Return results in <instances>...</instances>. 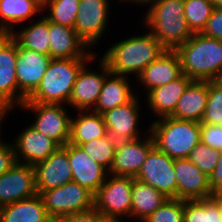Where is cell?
<instances>
[{
    "mask_svg": "<svg viewBox=\"0 0 222 222\" xmlns=\"http://www.w3.org/2000/svg\"><path fill=\"white\" fill-rule=\"evenodd\" d=\"M166 49L149 31L145 35L132 36L116 42L101 58L111 73L137 76Z\"/></svg>",
    "mask_w": 222,
    "mask_h": 222,
    "instance_id": "6da1fadb",
    "label": "cell"
},
{
    "mask_svg": "<svg viewBox=\"0 0 222 222\" xmlns=\"http://www.w3.org/2000/svg\"><path fill=\"white\" fill-rule=\"evenodd\" d=\"M175 51L187 77L193 81L217 80L222 69V41L195 33Z\"/></svg>",
    "mask_w": 222,
    "mask_h": 222,
    "instance_id": "7a4b0ae2",
    "label": "cell"
},
{
    "mask_svg": "<svg viewBox=\"0 0 222 222\" xmlns=\"http://www.w3.org/2000/svg\"><path fill=\"white\" fill-rule=\"evenodd\" d=\"M147 11L144 24L166 50H176L193 35L184 18V0H155Z\"/></svg>",
    "mask_w": 222,
    "mask_h": 222,
    "instance_id": "3957f363",
    "label": "cell"
},
{
    "mask_svg": "<svg viewBox=\"0 0 222 222\" xmlns=\"http://www.w3.org/2000/svg\"><path fill=\"white\" fill-rule=\"evenodd\" d=\"M94 58H52L37 88L25 102L68 104L79 71Z\"/></svg>",
    "mask_w": 222,
    "mask_h": 222,
    "instance_id": "277c9868",
    "label": "cell"
},
{
    "mask_svg": "<svg viewBox=\"0 0 222 222\" xmlns=\"http://www.w3.org/2000/svg\"><path fill=\"white\" fill-rule=\"evenodd\" d=\"M201 124L172 116L160 118L150 125L155 146L172 159L188 158L190 151L201 141Z\"/></svg>",
    "mask_w": 222,
    "mask_h": 222,
    "instance_id": "5b68a950",
    "label": "cell"
},
{
    "mask_svg": "<svg viewBox=\"0 0 222 222\" xmlns=\"http://www.w3.org/2000/svg\"><path fill=\"white\" fill-rule=\"evenodd\" d=\"M46 212L51 218L89 211L94 208V195L78 183L71 181L63 186L37 191Z\"/></svg>",
    "mask_w": 222,
    "mask_h": 222,
    "instance_id": "8992f818",
    "label": "cell"
},
{
    "mask_svg": "<svg viewBox=\"0 0 222 222\" xmlns=\"http://www.w3.org/2000/svg\"><path fill=\"white\" fill-rule=\"evenodd\" d=\"M110 176L107 175L94 195V209L103 219H120L125 215L130 217L133 177Z\"/></svg>",
    "mask_w": 222,
    "mask_h": 222,
    "instance_id": "52a82bcc",
    "label": "cell"
},
{
    "mask_svg": "<svg viewBox=\"0 0 222 222\" xmlns=\"http://www.w3.org/2000/svg\"><path fill=\"white\" fill-rule=\"evenodd\" d=\"M22 109L33 110L36 114L32 127L50 137L59 146H64L70 139L71 117L62 104L24 102Z\"/></svg>",
    "mask_w": 222,
    "mask_h": 222,
    "instance_id": "ba28073f",
    "label": "cell"
},
{
    "mask_svg": "<svg viewBox=\"0 0 222 222\" xmlns=\"http://www.w3.org/2000/svg\"><path fill=\"white\" fill-rule=\"evenodd\" d=\"M174 161L154 146L143 162L136 179L154 187L168 198H177Z\"/></svg>",
    "mask_w": 222,
    "mask_h": 222,
    "instance_id": "9c48e42d",
    "label": "cell"
},
{
    "mask_svg": "<svg viewBox=\"0 0 222 222\" xmlns=\"http://www.w3.org/2000/svg\"><path fill=\"white\" fill-rule=\"evenodd\" d=\"M150 133V134H149ZM149 137L140 140L117 141L114 161L109 175L136 178L148 153L155 146L153 135L148 130Z\"/></svg>",
    "mask_w": 222,
    "mask_h": 222,
    "instance_id": "30bf717a",
    "label": "cell"
},
{
    "mask_svg": "<svg viewBox=\"0 0 222 222\" xmlns=\"http://www.w3.org/2000/svg\"><path fill=\"white\" fill-rule=\"evenodd\" d=\"M108 9V0L79 1L74 30L89 48L98 42L106 30Z\"/></svg>",
    "mask_w": 222,
    "mask_h": 222,
    "instance_id": "8fae6325",
    "label": "cell"
},
{
    "mask_svg": "<svg viewBox=\"0 0 222 222\" xmlns=\"http://www.w3.org/2000/svg\"><path fill=\"white\" fill-rule=\"evenodd\" d=\"M51 59L49 55L21 48L18 45L16 77L19 88V107L37 88Z\"/></svg>",
    "mask_w": 222,
    "mask_h": 222,
    "instance_id": "7c38bea8",
    "label": "cell"
},
{
    "mask_svg": "<svg viewBox=\"0 0 222 222\" xmlns=\"http://www.w3.org/2000/svg\"><path fill=\"white\" fill-rule=\"evenodd\" d=\"M37 191L51 190L73 180L68 160V143L59 146L47 159L33 166Z\"/></svg>",
    "mask_w": 222,
    "mask_h": 222,
    "instance_id": "4fadbf2b",
    "label": "cell"
},
{
    "mask_svg": "<svg viewBox=\"0 0 222 222\" xmlns=\"http://www.w3.org/2000/svg\"><path fill=\"white\" fill-rule=\"evenodd\" d=\"M36 194L33 166L16 162L11 169L0 175V207Z\"/></svg>",
    "mask_w": 222,
    "mask_h": 222,
    "instance_id": "5bb4252c",
    "label": "cell"
},
{
    "mask_svg": "<svg viewBox=\"0 0 222 222\" xmlns=\"http://www.w3.org/2000/svg\"><path fill=\"white\" fill-rule=\"evenodd\" d=\"M100 60L102 73L89 71L90 68L88 69L86 64L79 71L68 101V105L78 111L92 110L98 101L105 77L110 73L107 64L101 58Z\"/></svg>",
    "mask_w": 222,
    "mask_h": 222,
    "instance_id": "9a60e30c",
    "label": "cell"
},
{
    "mask_svg": "<svg viewBox=\"0 0 222 222\" xmlns=\"http://www.w3.org/2000/svg\"><path fill=\"white\" fill-rule=\"evenodd\" d=\"M174 171L177 181V199L196 200L212 196L209 176L188 158L175 159Z\"/></svg>",
    "mask_w": 222,
    "mask_h": 222,
    "instance_id": "2e32d148",
    "label": "cell"
},
{
    "mask_svg": "<svg viewBox=\"0 0 222 222\" xmlns=\"http://www.w3.org/2000/svg\"><path fill=\"white\" fill-rule=\"evenodd\" d=\"M68 160L74 182L95 195L105 181L108 171L94 161L80 146L68 142Z\"/></svg>",
    "mask_w": 222,
    "mask_h": 222,
    "instance_id": "e0dca14e",
    "label": "cell"
},
{
    "mask_svg": "<svg viewBox=\"0 0 222 222\" xmlns=\"http://www.w3.org/2000/svg\"><path fill=\"white\" fill-rule=\"evenodd\" d=\"M12 144L16 161L30 166L44 161L59 147L50 137L35 130L31 125L19 133Z\"/></svg>",
    "mask_w": 222,
    "mask_h": 222,
    "instance_id": "ac0fdd59",
    "label": "cell"
},
{
    "mask_svg": "<svg viewBox=\"0 0 222 222\" xmlns=\"http://www.w3.org/2000/svg\"><path fill=\"white\" fill-rule=\"evenodd\" d=\"M17 55V41L10 34H0V97L19 107Z\"/></svg>",
    "mask_w": 222,
    "mask_h": 222,
    "instance_id": "d6986e66",
    "label": "cell"
},
{
    "mask_svg": "<svg viewBox=\"0 0 222 222\" xmlns=\"http://www.w3.org/2000/svg\"><path fill=\"white\" fill-rule=\"evenodd\" d=\"M139 98L135 96L130 102L117 106L102 114L108 135L116 141L139 138Z\"/></svg>",
    "mask_w": 222,
    "mask_h": 222,
    "instance_id": "ffe728a7",
    "label": "cell"
},
{
    "mask_svg": "<svg viewBox=\"0 0 222 222\" xmlns=\"http://www.w3.org/2000/svg\"><path fill=\"white\" fill-rule=\"evenodd\" d=\"M50 57L55 59L93 58L94 53L76 34L74 28L49 21Z\"/></svg>",
    "mask_w": 222,
    "mask_h": 222,
    "instance_id": "44dd1931",
    "label": "cell"
},
{
    "mask_svg": "<svg viewBox=\"0 0 222 222\" xmlns=\"http://www.w3.org/2000/svg\"><path fill=\"white\" fill-rule=\"evenodd\" d=\"M182 72L181 61L175 50H166L155 61L151 62L138 76L140 83L151 89L168 84L178 79Z\"/></svg>",
    "mask_w": 222,
    "mask_h": 222,
    "instance_id": "7402d4cb",
    "label": "cell"
},
{
    "mask_svg": "<svg viewBox=\"0 0 222 222\" xmlns=\"http://www.w3.org/2000/svg\"><path fill=\"white\" fill-rule=\"evenodd\" d=\"M192 82L193 80L183 73L178 79L151 89L147 92L150 110L159 115V118L171 116L178 100Z\"/></svg>",
    "mask_w": 222,
    "mask_h": 222,
    "instance_id": "603a6c76",
    "label": "cell"
},
{
    "mask_svg": "<svg viewBox=\"0 0 222 222\" xmlns=\"http://www.w3.org/2000/svg\"><path fill=\"white\" fill-rule=\"evenodd\" d=\"M208 91L209 81H193L178 100L171 116L201 123L208 102Z\"/></svg>",
    "mask_w": 222,
    "mask_h": 222,
    "instance_id": "cb8c5ba5",
    "label": "cell"
},
{
    "mask_svg": "<svg viewBox=\"0 0 222 222\" xmlns=\"http://www.w3.org/2000/svg\"><path fill=\"white\" fill-rule=\"evenodd\" d=\"M126 76L109 73L104 80L102 90L95 107L91 110L103 114L117 106L130 102L136 94L132 92Z\"/></svg>",
    "mask_w": 222,
    "mask_h": 222,
    "instance_id": "d4e9b609",
    "label": "cell"
},
{
    "mask_svg": "<svg viewBox=\"0 0 222 222\" xmlns=\"http://www.w3.org/2000/svg\"><path fill=\"white\" fill-rule=\"evenodd\" d=\"M49 218L39 194L0 207V222H45Z\"/></svg>",
    "mask_w": 222,
    "mask_h": 222,
    "instance_id": "484cf974",
    "label": "cell"
},
{
    "mask_svg": "<svg viewBox=\"0 0 222 222\" xmlns=\"http://www.w3.org/2000/svg\"><path fill=\"white\" fill-rule=\"evenodd\" d=\"M79 110L76 118L71 117L69 143L81 145L93 139L101 138L108 134L102 114L94 111L91 114L86 110Z\"/></svg>",
    "mask_w": 222,
    "mask_h": 222,
    "instance_id": "4316f807",
    "label": "cell"
},
{
    "mask_svg": "<svg viewBox=\"0 0 222 222\" xmlns=\"http://www.w3.org/2000/svg\"><path fill=\"white\" fill-rule=\"evenodd\" d=\"M40 11L43 6L37 0H0V34H11L14 24L25 22Z\"/></svg>",
    "mask_w": 222,
    "mask_h": 222,
    "instance_id": "83f0119b",
    "label": "cell"
},
{
    "mask_svg": "<svg viewBox=\"0 0 222 222\" xmlns=\"http://www.w3.org/2000/svg\"><path fill=\"white\" fill-rule=\"evenodd\" d=\"M163 193L154 187L133 178V186L131 192V217L141 219L142 222L158 209L166 200Z\"/></svg>",
    "mask_w": 222,
    "mask_h": 222,
    "instance_id": "f1b7e54d",
    "label": "cell"
},
{
    "mask_svg": "<svg viewBox=\"0 0 222 222\" xmlns=\"http://www.w3.org/2000/svg\"><path fill=\"white\" fill-rule=\"evenodd\" d=\"M10 35L21 48L31 49L50 56L49 21L45 17L28 25L18 33L12 31Z\"/></svg>",
    "mask_w": 222,
    "mask_h": 222,
    "instance_id": "f546056e",
    "label": "cell"
},
{
    "mask_svg": "<svg viewBox=\"0 0 222 222\" xmlns=\"http://www.w3.org/2000/svg\"><path fill=\"white\" fill-rule=\"evenodd\" d=\"M183 222H222L218 203L212 197L184 200Z\"/></svg>",
    "mask_w": 222,
    "mask_h": 222,
    "instance_id": "4dcf8cb0",
    "label": "cell"
},
{
    "mask_svg": "<svg viewBox=\"0 0 222 222\" xmlns=\"http://www.w3.org/2000/svg\"><path fill=\"white\" fill-rule=\"evenodd\" d=\"M214 9L210 0H184V18L193 34L203 32Z\"/></svg>",
    "mask_w": 222,
    "mask_h": 222,
    "instance_id": "1f68e13d",
    "label": "cell"
},
{
    "mask_svg": "<svg viewBox=\"0 0 222 222\" xmlns=\"http://www.w3.org/2000/svg\"><path fill=\"white\" fill-rule=\"evenodd\" d=\"M80 0H45L43 10L49 7L50 13L44 17L55 24L74 28Z\"/></svg>",
    "mask_w": 222,
    "mask_h": 222,
    "instance_id": "d6a6232c",
    "label": "cell"
},
{
    "mask_svg": "<svg viewBox=\"0 0 222 222\" xmlns=\"http://www.w3.org/2000/svg\"><path fill=\"white\" fill-rule=\"evenodd\" d=\"M117 141L110 135L93 139L79 145L94 161L102 165L108 172L114 161Z\"/></svg>",
    "mask_w": 222,
    "mask_h": 222,
    "instance_id": "836d02e7",
    "label": "cell"
},
{
    "mask_svg": "<svg viewBox=\"0 0 222 222\" xmlns=\"http://www.w3.org/2000/svg\"><path fill=\"white\" fill-rule=\"evenodd\" d=\"M200 124L222 125V83L209 81L208 102Z\"/></svg>",
    "mask_w": 222,
    "mask_h": 222,
    "instance_id": "e575fe53",
    "label": "cell"
},
{
    "mask_svg": "<svg viewBox=\"0 0 222 222\" xmlns=\"http://www.w3.org/2000/svg\"><path fill=\"white\" fill-rule=\"evenodd\" d=\"M184 200L168 198L143 222H183Z\"/></svg>",
    "mask_w": 222,
    "mask_h": 222,
    "instance_id": "d590c367",
    "label": "cell"
},
{
    "mask_svg": "<svg viewBox=\"0 0 222 222\" xmlns=\"http://www.w3.org/2000/svg\"><path fill=\"white\" fill-rule=\"evenodd\" d=\"M219 152V150H215L200 141L190 151L188 159L193 162L203 173L210 176L217 165Z\"/></svg>",
    "mask_w": 222,
    "mask_h": 222,
    "instance_id": "8d00e7d4",
    "label": "cell"
},
{
    "mask_svg": "<svg viewBox=\"0 0 222 222\" xmlns=\"http://www.w3.org/2000/svg\"><path fill=\"white\" fill-rule=\"evenodd\" d=\"M200 136L201 142L207 146L215 150H222V125L201 124Z\"/></svg>",
    "mask_w": 222,
    "mask_h": 222,
    "instance_id": "74e56055",
    "label": "cell"
},
{
    "mask_svg": "<svg viewBox=\"0 0 222 222\" xmlns=\"http://www.w3.org/2000/svg\"><path fill=\"white\" fill-rule=\"evenodd\" d=\"M202 34L222 41V7H215Z\"/></svg>",
    "mask_w": 222,
    "mask_h": 222,
    "instance_id": "f35d334b",
    "label": "cell"
},
{
    "mask_svg": "<svg viewBox=\"0 0 222 222\" xmlns=\"http://www.w3.org/2000/svg\"><path fill=\"white\" fill-rule=\"evenodd\" d=\"M14 147L10 143L0 142V175L7 172L16 164Z\"/></svg>",
    "mask_w": 222,
    "mask_h": 222,
    "instance_id": "ab89813d",
    "label": "cell"
},
{
    "mask_svg": "<svg viewBox=\"0 0 222 222\" xmlns=\"http://www.w3.org/2000/svg\"><path fill=\"white\" fill-rule=\"evenodd\" d=\"M102 216L93 208L89 211L63 216L59 222H100Z\"/></svg>",
    "mask_w": 222,
    "mask_h": 222,
    "instance_id": "60d3db41",
    "label": "cell"
},
{
    "mask_svg": "<svg viewBox=\"0 0 222 222\" xmlns=\"http://www.w3.org/2000/svg\"><path fill=\"white\" fill-rule=\"evenodd\" d=\"M209 184L212 195L222 193V150L219 152L217 165L213 173L209 176Z\"/></svg>",
    "mask_w": 222,
    "mask_h": 222,
    "instance_id": "b9f144b4",
    "label": "cell"
},
{
    "mask_svg": "<svg viewBox=\"0 0 222 222\" xmlns=\"http://www.w3.org/2000/svg\"><path fill=\"white\" fill-rule=\"evenodd\" d=\"M13 108H15V106H13L10 102L5 100L4 98L0 97V124L2 123L3 118H5L6 113H8ZM0 130H1V127H0Z\"/></svg>",
    "mask_w": 222,
    "mask_h": 222,
    "instance_id": "7bdbcfd3",
    "label": "cell"
},
{
    "mask_svg": "<svg viewBox=\"0 0 222 222\" xmlns=\"http://www.w3.org/2000/svg\"><path fill=\"white\" fill-rule=\"evenodd\" d=\"M219 205L222 219V193H217L211 196Z\"/></svg>",
    "mask_w": 222,
    "mask_h": 222,
    "instance_id": "ee69618b",
    "label": "cell"
},
{
    "mask_svg": "<svg viewBox=\"0 0 222 222\" xmlns=\"http://www.w3.org/2000/svg\"><path fill=\"white\" fill-rule=\"evenodd\" d=\"M120 1H125V2H134V3H136V4H144V5H146L145 3H147V4H152L155 0H120Z\"/></svg>",
    "mask_w": 222,
    "mask_h": 222,
    "instance_id": "f6af8a7d",
    "label": "cell"
},
{
    "mask_svg": "<svg viewBox=\"0 0 222 222\" xmlns=\"http://www.w3.org/2000/svg\"><path fill=\"white\" fill-rule=\"evenodd\" d=\"M215 7H222V0H210Z\"/></svg>",
    "mask_w": 222,
    "mask_h": 222,
    "instance_id": "bcb514c9",
    "label": "cell"
},
{
    "mask_svg": "<svg viewBox=\"0 0 222 222\" xmlns=\"http://www.w3.org/2000/svg\"><path fill=\"white\" fill-rule=\"evenodd\" d=\"M100 222H123L122 219H102Z\"/></svg>",
    "mask_w": 222,
    "mask_h": 222,
    "instance_id": "7dc6e473",
    "label": "cell"
},
{
    "mask_svg": "<svg viewBox=\"0 0 222 222\" xmlns=\"http://www.w3.org/2000/svg\"><path fill=\"white\" fill-rule=\"evenodd\" d=\"M45 222H59V219H57V218H49L47 221H45Z\"/></svg>",
    "mask_w": 222,
    "mask_h": 222,
    "instance_id": "c3c4849f",
    "label": "cell"
},
{
    "mask_svg": "<svg viewBox=\"0 0 222 222\" xmlns=\"http://www.w3.org/2000/svg\"><path fill=\"white\" fill-rule=\"evenodd\" d=\"M217 81H219V82L222 83V69H221V71H220V73H219V76H218V78H217Z\"/></svg>",
    "mask_w": 222,
    "mask_h": 222,
    "instance_id": "681fc988",
    "label": "cell"
},
{
    "mask_svg": "<svg viewBox=\"0 0 222 222\" xmlns=\"http://www.w3.org/2000/svg\"><path fill=\"white\" fill-rule=\"evenodd\" d=\"M42 6L45 0H37Z\"/></svg>",
    "mask_w": 222,
    "mask_h": 222,
    "instance_id": "f907efd6",
    "label": "cell"
}]
</instances>
